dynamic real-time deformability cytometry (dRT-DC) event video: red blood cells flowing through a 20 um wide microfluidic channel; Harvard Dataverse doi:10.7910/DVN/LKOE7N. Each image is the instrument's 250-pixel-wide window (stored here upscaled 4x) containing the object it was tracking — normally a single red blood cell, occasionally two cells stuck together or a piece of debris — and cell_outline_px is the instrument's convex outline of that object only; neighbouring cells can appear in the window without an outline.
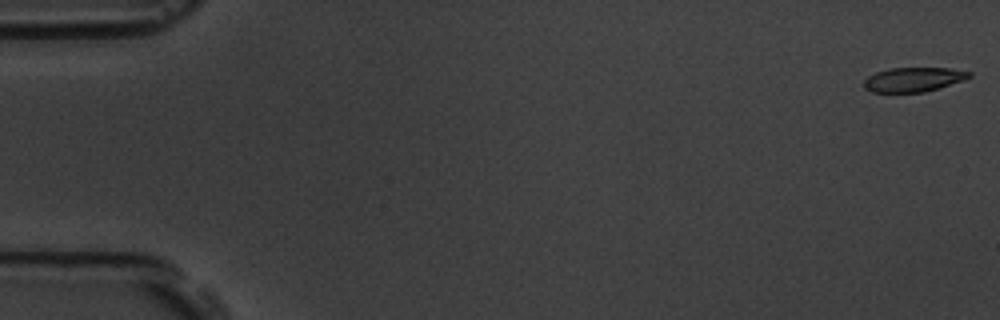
{"species": "common noctule bat (a hibernating species)", "species_latin": "Nyctalus noctula", "temperature_condition": "room temperature", "stored_images_in_passage": 5, "camera_frame_rate_fps": 3000, "um_per_image_px": 0.085, "animal": {"sex": "male", "body_mass_g": 19.5, "forearm_length_mm": 54.6}, "frame": {"image": 1, "passage_image": 1, "time_ms": 0.0, "image_size_px": [1000, 320], "cell_outline_px": [[972, 76], [964, 80], [924, 92], [872, 92], [864, 88], [864, 80], [868, 76], [876, 72], [888, 68], [948, 68], [972, 72]], "centroid_in_image_um": [77.63, 6.75], "position_along_channel_um": 7.4, "area_um2": 14.91}}
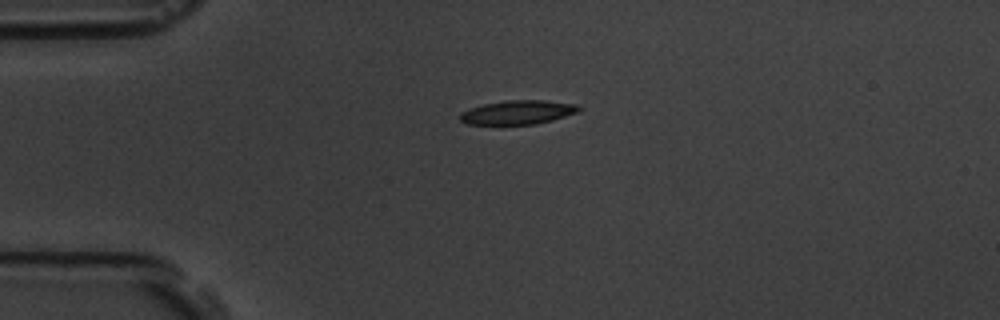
{"frame": {"image": 2, "passage_image": 4, "time_ms": 4.333, "image_size_px": [1000, 320], "cell_outline_px": [[580, 112], [552, 120], [536, 124], [468, 124], [460, 120], [460, 112], [468, 108], [484, 104], [508, 100], [544, 100], [580, 104]], "centroid_in_image_um": [44.05, 9.54], "position_along_channel_um": 40.9, "area_um2": 16.7}}